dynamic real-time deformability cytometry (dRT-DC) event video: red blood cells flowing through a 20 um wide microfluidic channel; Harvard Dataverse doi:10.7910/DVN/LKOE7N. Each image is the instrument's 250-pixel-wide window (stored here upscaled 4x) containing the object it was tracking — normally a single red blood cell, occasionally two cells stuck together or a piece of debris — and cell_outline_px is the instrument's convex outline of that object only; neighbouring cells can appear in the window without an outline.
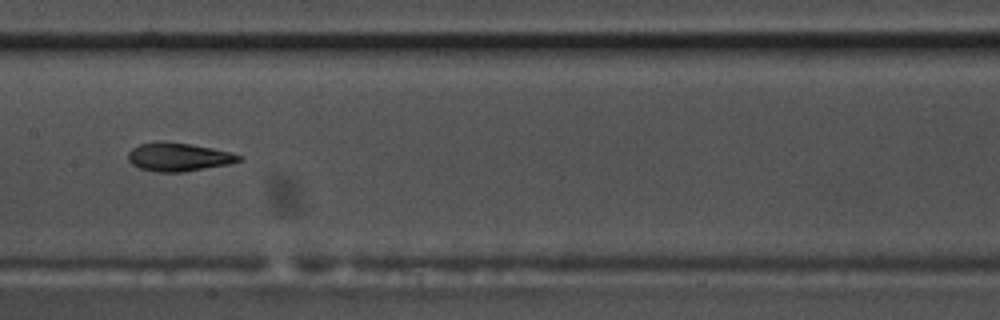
{"species": "common noctule bat (a hibernating species)", "species_latin": "Nyctalus noctula", "temperature_condition": "warm", "stored_images_in_passage": 37, "camera_frame_rate_fps": 3000, "um_per_image_px": 0.085, "animal": {"sex": "male", "body_mass_g": 17.5, "forearm_length_mm": 52.3}, "frame": {"image": 1, "passage_image": 12, "time_ms": 3.667, "image_size_px": [1000, 320], "cell_outline_px": [[244, 156], [240, 160], [228, 164], [184, 172], [156, 172], [140, 168], [132, 164], [128, 160], [128, 152], [132, 148], [140, 144], [188, 144], [212, 148]], "centroid_in_image_um": [15.18, 13.39], "position_along_channel_um": 192.2, "area_um2": 17.57}}
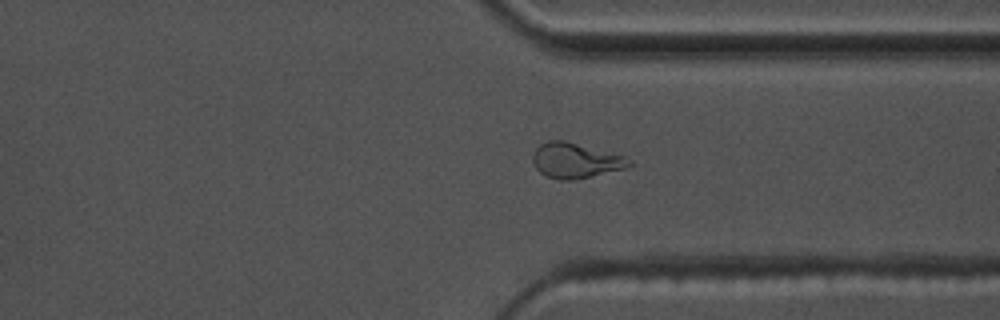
{"frame": {"image": 2, "passage_image": 26, "time_ms": 8.333, "image_size_px": [1000, 320], "cell_outline_px": [[632, 164], [624, 168], [572, 180], [560, 180], [544, 176], [536, 168], [532, 160], [532, 156], [536, 148], [540, 144], [548, 140], [564, 140], [624, 156], [632, 160]], "centroid_in_image_um": [48.87, 13.64], "position_along_channel_um": 362.5, "area_um2": 19.54}}
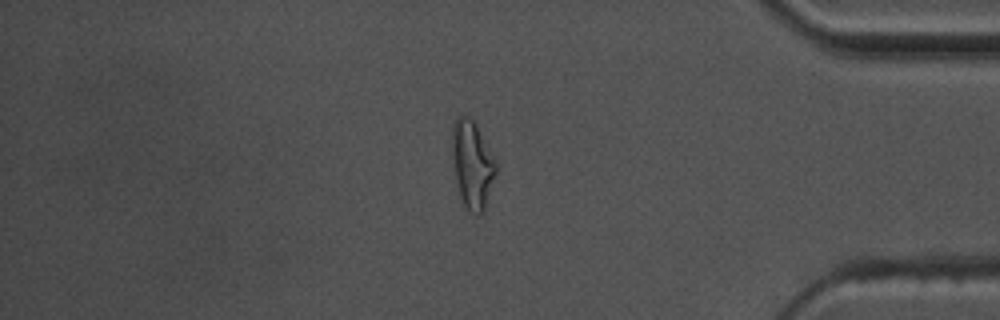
{"frame": {"image": 3, "passage_image": 31, "time_ms": 10.0, "image_size_px": [1000, 320], "cell_outline_px": [[496, 172], [484, 212], [476, 216], [472, 216], [468, 212], [460, 196], [456, 180], [452, 152], [452, 124], [456, 116], [468, 116], [476, 124], [496, 160]], "centroid_in_image_um": [40.14, 14.0], "position_along_channel_um": 395.1, "area_um2": 22.48}}